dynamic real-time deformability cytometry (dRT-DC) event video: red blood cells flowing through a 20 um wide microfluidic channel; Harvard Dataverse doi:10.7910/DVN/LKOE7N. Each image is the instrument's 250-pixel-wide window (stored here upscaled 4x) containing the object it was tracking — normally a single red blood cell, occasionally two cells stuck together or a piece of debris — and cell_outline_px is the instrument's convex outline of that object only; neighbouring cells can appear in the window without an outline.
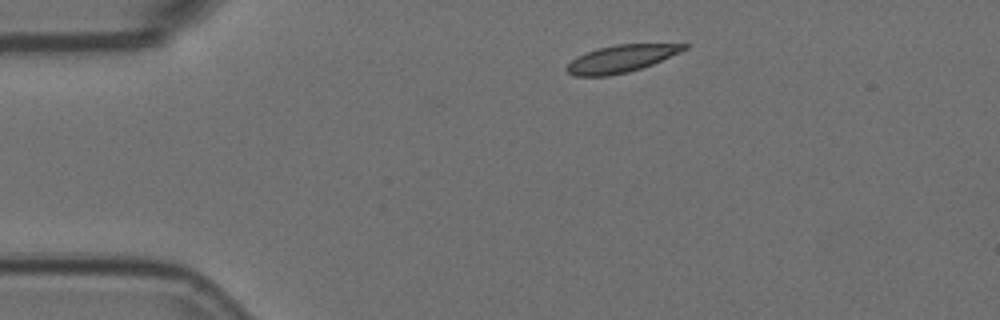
{"species": "Egyptian fruit bat (a non-hibernating species)", "species_latin": "Rousettus aegyptiacus", "temperature_condition": "room temperature", "stored_images_in_passage": 3, "camera_frame_rate_fps": 3000, "um_per_image_px": 0.085, "animal": {"sex": "female"}, "frame": {"image": 1, "passage_image": 1, "time_ms": 0.0, "image_size_px": [1000, 320], "cell_outline_px": [[688, 48], [680, 52], [652, 64], [628, 72], [608, 76], [576, 76], [568, 72], [564, 68], [576, 56], [600, 48], [616, 44], [688, 44]], "centroid_in_image_um": [52.78, 4.99], "position_along_channel_um": 32.2, "area_um2": 18.38}}
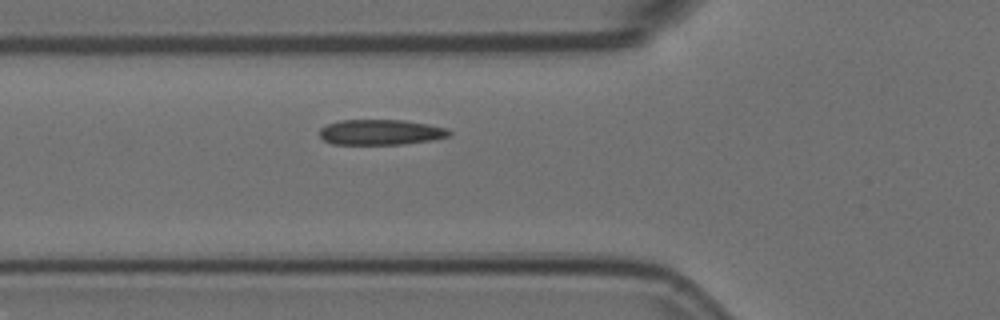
{"frame": {"image": 2, "passage_image": 3, "time_ms": 0.667, "image_size_px": [1000, 320], "cell_outline_px": [[452, 136], [432, 140], [404, 144], [332, 144], [324, 140], [320, 136], [320, 128], [328, 124], [340, 120], [404, 120], [428, 124], [448, 128], [452, 132]], "centroid_in_image_um": [32.41, 11.24], "position_along_channel_um": 93.4, "area_um2": 19.31}}